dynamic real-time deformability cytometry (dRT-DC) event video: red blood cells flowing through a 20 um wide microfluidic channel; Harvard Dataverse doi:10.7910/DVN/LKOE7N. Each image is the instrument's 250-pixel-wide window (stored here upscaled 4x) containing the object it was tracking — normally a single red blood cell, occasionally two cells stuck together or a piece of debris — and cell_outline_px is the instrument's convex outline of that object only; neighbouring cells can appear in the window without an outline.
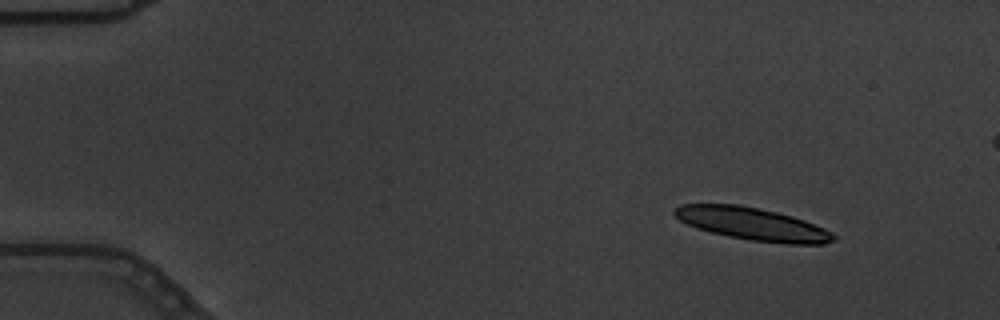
{"species": "common noctule bat (a hibernating species)", "species_latin": "Nyctalus noctula", "temperature_condition": "warm", "stored_images_in_passage": 5, "camera_frame_rate_fps": 3000, "um_per_image_px": 0.085, "animal": {"sex": "male", "body_mass_g": 19.5, "forearm_length_mm": 54.6}, "frame": {"image": 1, "passage_image": 1, "time_ms": 0.0, "image_size_px": [1000, 320], "cell_outline_px": [[836, 240], [824, 244], [784, 244], [752, 240], [712, 232], [696, 228], [680, 220], [672, 212], [680, 204], [740, 204], [760, 208], [792, 216], [804, 220], [824, 228], [832, 232], [836, 236]], "centroid_in_image_um": [63.99, 19.03], "position_along_channel_um": 21.0, "area_um2": 30.06}}